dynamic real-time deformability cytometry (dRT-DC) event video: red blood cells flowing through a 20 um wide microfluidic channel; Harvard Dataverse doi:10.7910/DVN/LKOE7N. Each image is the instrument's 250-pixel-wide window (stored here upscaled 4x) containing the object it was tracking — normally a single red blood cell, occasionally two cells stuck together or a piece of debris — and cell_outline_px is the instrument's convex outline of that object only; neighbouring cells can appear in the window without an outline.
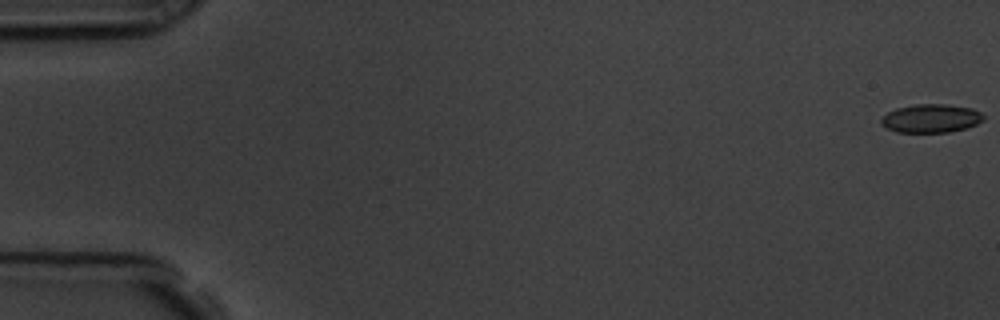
{"species": "common noctule bat (a hibernating species)", "species_latin": "Nyctalus noctula", "temperature_condition": "room temperature", "stored_images_in_passage": 58, "camera_frame_rate_fps": 3000, "um_per_image_px": 0.085, "animal": {"sex": "male", "body_mass_g": 19.5, "forearm_length_mm": 54.6}, "frame": {"image": 1, "passage_image": 1, "time_ms": 0.0, "image_size_px": [1000, 320], "cell_outline_px": [[984, 120], [968, 128], [948, 132], [896, 132], [880, 124], [880, 120], [888, 112], [896, 108], [916, 104], [944, 104], [972, 108], [980, 112], [984, 116]], "centroid_in_image_um": [79.14, 10.06], "position_along_channel_um": 5.9, "area_um2": 16.99}}
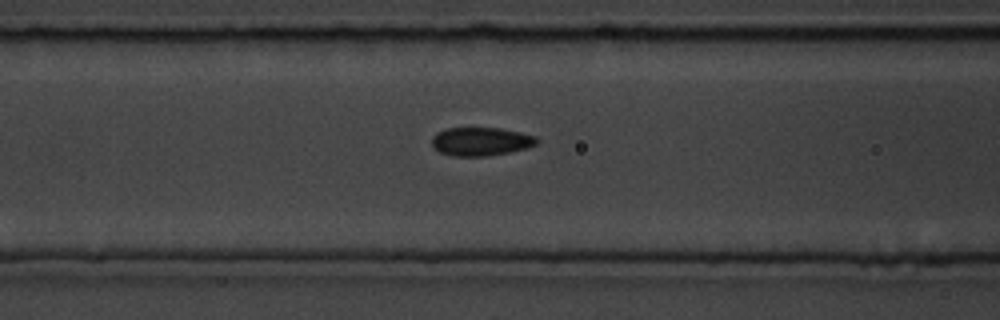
{"frame": {"image": 2, "passage_image": 24, "time_ms": 7.667, "image_size_px": [1000, 320], "cell_outline_px": [[540, 140], [536, 144], [528, 148], [508, 152], [484, 156], [452, 156], [440, 152], [432, 144], [432, 136], [436, 132], [448, 128], [500, 128], [520, 132], [536, 136]], "centroid_in_image_um": [40.89, 12.02], "position_along_channel_um": 125.7, "area_um2": 17.4}}
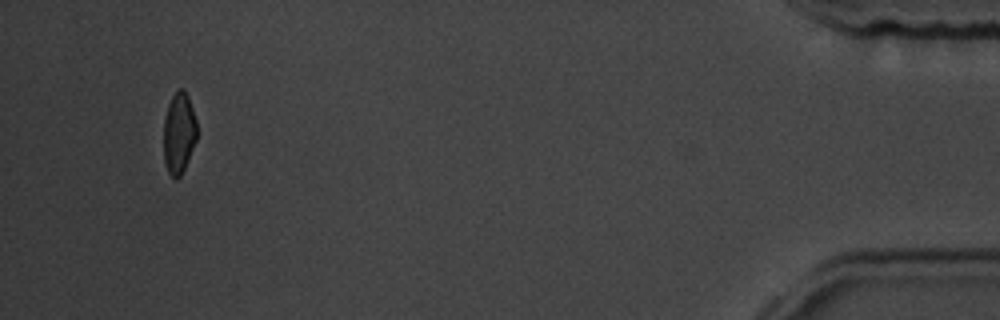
{"frame": {"image": 3, "passage_image": 55, "time_ms": 18.0, "image_size_px": [1000, 320], "cell_outline_px": [[196, 140], [184, 168], [180, 176], [176, 180], [168, 172], [164, 164], [164, 120], [168, 104], [176, 88], [184, 88], [188, 96], [196, 120]], "centroid_in_image_um": [15.19, 11.28], "position_along_channel_um": 420.0, "area_um2": 15.72}, "authors_computed_cell_mechanics": {"area_um2": 17.34, "velocity_mm_per_s": 3.594, "shape_relaxation_time_tau1_ms": 3.1291, "shape_relaxation_time_tau2_ms": 2.2206, "deformation_change_tau1": 0.0813, "deformation_change_tau2": 0.0709}}